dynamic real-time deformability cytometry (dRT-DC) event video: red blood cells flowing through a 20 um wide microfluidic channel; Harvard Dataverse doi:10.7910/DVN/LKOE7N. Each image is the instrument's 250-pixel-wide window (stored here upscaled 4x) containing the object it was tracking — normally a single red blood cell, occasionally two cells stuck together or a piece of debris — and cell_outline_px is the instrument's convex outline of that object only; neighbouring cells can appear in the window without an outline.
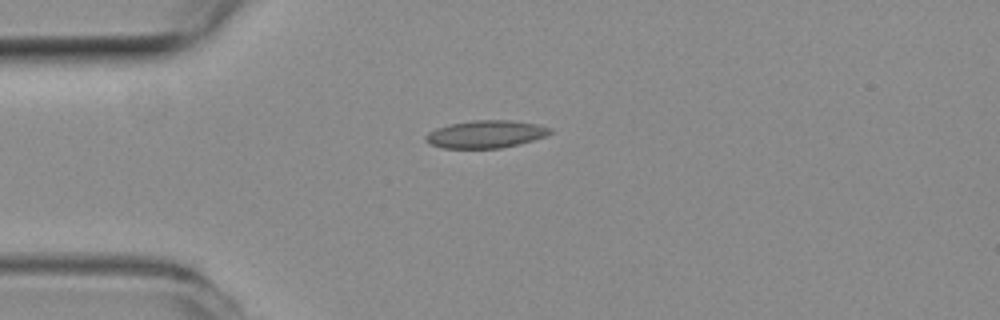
{"species": "common noctule bat (a hibernating species)", "species_latin": "Nyctalus noctula", "temperature_condition": "room temperature", "stored_images_in_passage": 43, "camera_frame_rate_fps": 3000, "um_per_image_px": 0.085, "animal": {"sex": "female", "body_mass_g": 19.3, "forearm_length_mm": 54.1}, "frame": {"image": 1, "passage_image": 1, "time_ms": 0.0, "image_size_px": [1000, 320], "cell_outline_px": [[552, 132], [548, 136], [500, 148], [444, 148], [432, 144], [424, 140], [424, 136], [428, 132], [436, 128], [448, 124], [472, 120], [512, 120], [540, 124], [552, 128]], "centroid_in_image_um": [41.3, 11.39], "position_along_channel_um": 43.7, "area_um2": 20.11}}
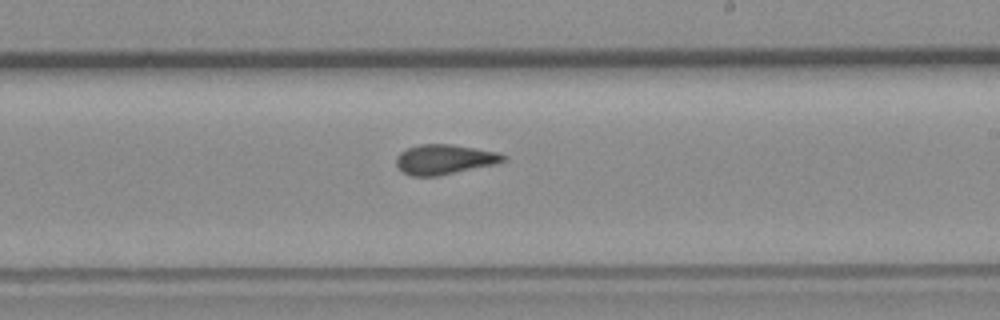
{"frame": {"image": 2, "passage_image": 19, "time_ms": 6.0, "image_size_px": [1000, 320], "cell_outline_px": [[508, 160], [496, 164], [436, 176], [412, 176], [404, 172], [396, 164], [396, 156], [400, 152], [408, 148], [420, 144], [452, 144], [476, 148], [496, 152], [504, 156]], "centroid_in_image_um": [37.78, 13.54], "position_along_channel_um": 251.2, "area_um2": 18.5}}
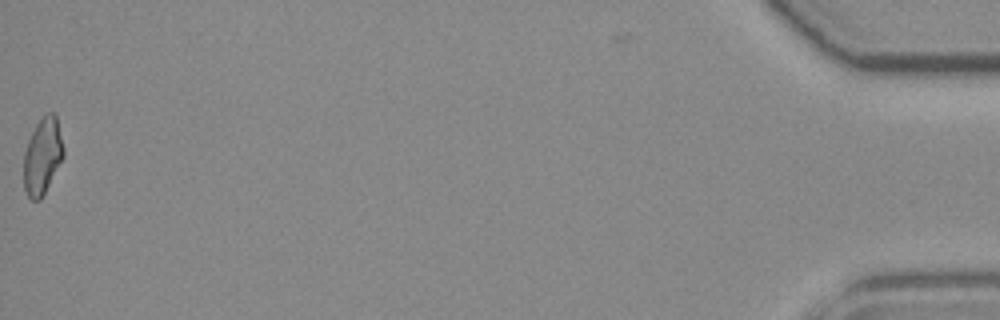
{"frame": {"image": 3, "passage_image": 42, "time_ms": 13.667, "image_size_px": [1000, 320], "cell_outline_px": [[64, 156], [40, 200], [32, 200], [28, 196], [24, 188], [24, 152], [28, 140], [36, 124], [48, 112], [52, 112], [56, 116], [64, 148]], "centroid_in_image_um": [3.61, 13.27], "position_along_channel_um": 431.6, "area_um2": 17.46}, "authors_computed_cell_mechanics": {"area_um2": 18.4382, "velocity_mm_per_s": 3.7595, "shape_relaxation_time_tau1_ms": null, "shape_relaxation_time_tau2_ms": 2.4964, "deformation_change_tau1": null, "deformation_change_tau2": 0.079}}